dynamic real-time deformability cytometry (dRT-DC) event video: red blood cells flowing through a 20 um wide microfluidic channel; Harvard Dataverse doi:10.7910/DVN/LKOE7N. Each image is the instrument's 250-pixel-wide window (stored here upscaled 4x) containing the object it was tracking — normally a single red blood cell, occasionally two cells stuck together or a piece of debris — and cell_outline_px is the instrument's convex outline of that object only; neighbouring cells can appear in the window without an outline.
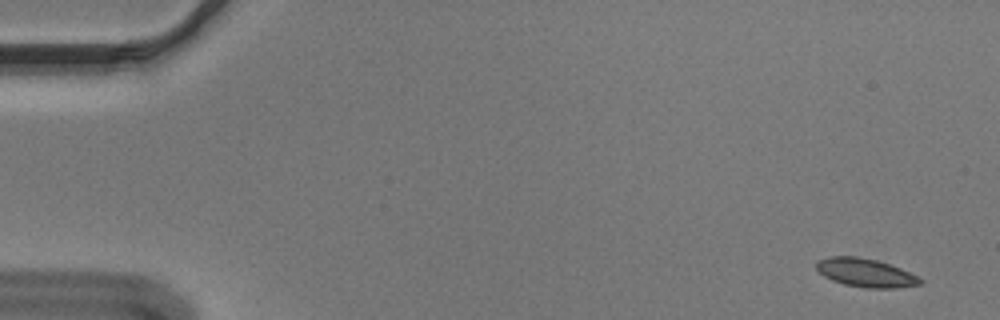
{"species": "Egyptian fruit bat (a non-hibernating species)", "species_latin": "Rousettus aegyptiacus", "temperature_condition": "cold", "stored_images_in_passage": 12, "camera_frame_rate_fps": 3000, "um_per_image_px": 0.085, "animal": {"sex": "male"}, "frame": {"image": 1, "passage_image": 3, "time_ms": 0.667, "image_size_px": [1000, 320], "cell_outline_px": [[924, 280], [920, 284], [896, 288], [864, 288], [844, 284], [832, 280], [824, 276], [816, 268], [816, 260], [828, 256], [856, 256], [876, 260], [900, 268]], "centroid_in_image_um": [73.53, 23.18], "position_along_channel_um": 11.5, "area_um2": 17.17}}